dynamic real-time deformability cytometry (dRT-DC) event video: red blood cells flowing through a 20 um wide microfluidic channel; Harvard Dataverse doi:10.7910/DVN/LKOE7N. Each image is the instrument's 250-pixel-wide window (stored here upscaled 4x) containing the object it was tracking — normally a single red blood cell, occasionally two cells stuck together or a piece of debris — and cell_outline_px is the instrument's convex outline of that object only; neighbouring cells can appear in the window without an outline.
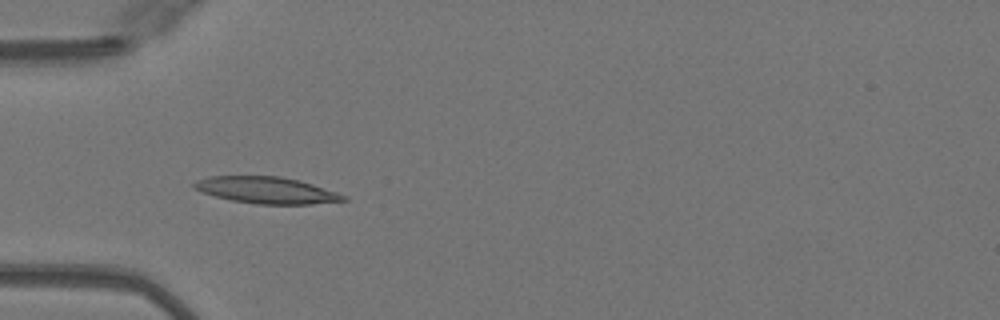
{"species": "Egyptian fruit bat (a non-hibernating species)", "species_latin": "Rousettus aegyptiacus", "temperature_condition": "warm", "stored_images_in_passage": 49, "camera_frame_rate_fps": 3000, "um_per_image_px": 0.085, "animal": {"sex": "female"}, "frame": {"image": 1, "passage_image": 15, "time_ms": 4.667, "image_size_px": [1000, 320], "cell_outline_px": [[348, 200], [312, 204], [256, 204], [232, 200], [216, 196], [192, 188], [192, 184], [196, 180], [208, 176], [280, 176], [312, 184], [348, 196]], "centroid_in_image_um": [22.64, 16.16], "position_along_channel_um": 62.4, "area_um2": 23.0}}
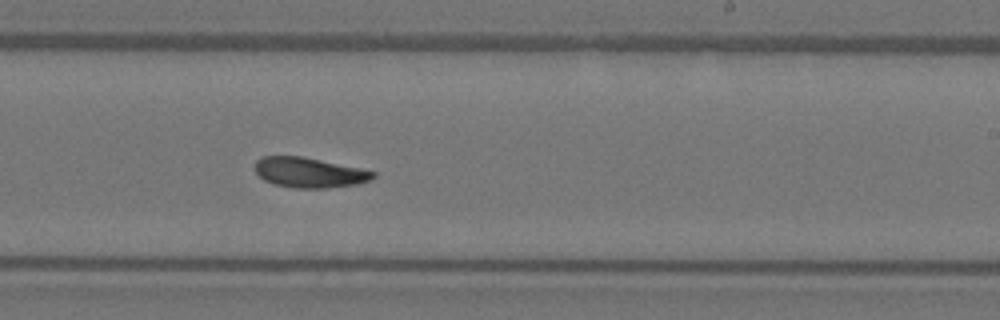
{"frame": {"image": 2, "passage_image": 30, "time_ms": 9.667, "image_size_px": [1000, 320], "cell_outline_px": [[376, 176], [372, 180], [356, 184], [328, 188], [292, 188], [272, 184], [264, 180], [256, 172], [256, 160], [264, 156], [300, 156], [360, 168], [376, 172]], "centroid_in_image_um": [26.3, 14.68], "position_along_channel_um": 262.7, "area_um2": 20.69}}
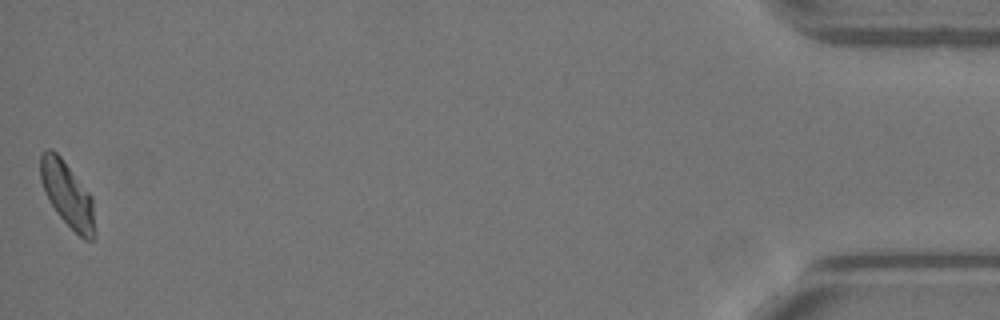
{"frame": {"image": 3, "passage_image": 49, "time_ms": 16.0, "image_size_px": [1000, 320], "cell_outline_px": [[96, 236], [92, 240], [84, 240], [60, 216], [48, 200], [44, 192], [40, 180], [40, 156], [48, 148], [52, 148], [60, 156], [92, 196], [96, 232]], "centroid_in_image_um": [5.74, 16.54], "position_along_channel_um": 429.5, "area_um2": 20.63}, "authors_computed_cell_mechanics": {"area_um2": 21.1548, "velocity_mm_per_s": 4.0593, "shape_relaxation_time_tau1_ms": null, "shape_relaxation_time_tau2_ms": 4.175, "deformation_change_tau1": null, "deformation_change_tau2": 0.1089}}